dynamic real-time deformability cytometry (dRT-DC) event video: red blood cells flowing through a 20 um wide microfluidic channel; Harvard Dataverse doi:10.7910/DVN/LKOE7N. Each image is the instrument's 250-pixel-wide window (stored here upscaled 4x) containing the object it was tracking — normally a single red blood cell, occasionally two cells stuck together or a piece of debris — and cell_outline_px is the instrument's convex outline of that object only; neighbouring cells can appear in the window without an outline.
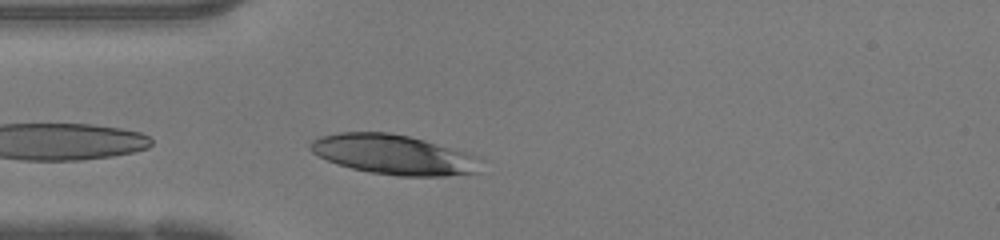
{"species": "human", "species_latin": "Homo sapiens", "temperature_condition": "warm", "stored_images_in_passage": 8, "camera_frame_rate_fps": 3000, "um_per_image_px": 0.085, "donor": {"sex": "female"}, "frame": {"image": 1, "passage_image": 1, "time_ms": 0.0, "image_size_px": [1000, 240], "cell_outline_px": [[484, 160], [480, 172], [444, 176], [396, 176], [372, 172], [352, 168], [336, 164], [312, 152], [308, 148], [312, 140], [320, 136], [340, 132], [388, 132], [408, 136], [424, 140], [468, 152], [480, 156]], "centroid_in_image_um": [33.53, 13.14], "position_along_channel_um": 51.5, "area_um2": 39.82}}
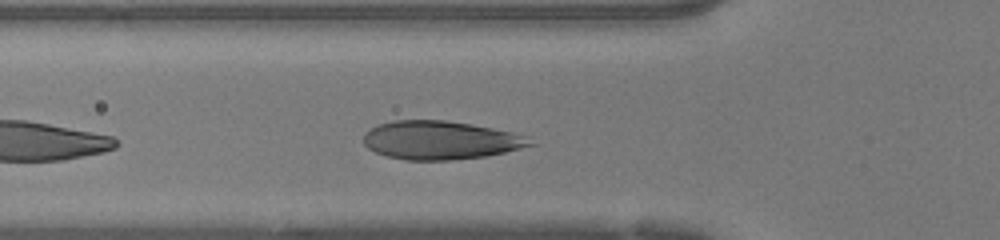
{"frame": {"image": 2, "passage_image": 4, "time_ms": 1.0, "image_size_px": [1000, 240], "cell_outline_px": [[536, 144], [504, 152], [484, 156], [452, 160], [404, 160], [388, 156], [376, 152], [368, 148], [364, 144], [364, 132], [368, 128], [392, 120], [444, 120], [472, 124], [512, 132], [524, 136]], "centroid_in_image_um": [37.39, 11.91], "position_along_channel_um": 88.4, "area_um2": 37.22}}